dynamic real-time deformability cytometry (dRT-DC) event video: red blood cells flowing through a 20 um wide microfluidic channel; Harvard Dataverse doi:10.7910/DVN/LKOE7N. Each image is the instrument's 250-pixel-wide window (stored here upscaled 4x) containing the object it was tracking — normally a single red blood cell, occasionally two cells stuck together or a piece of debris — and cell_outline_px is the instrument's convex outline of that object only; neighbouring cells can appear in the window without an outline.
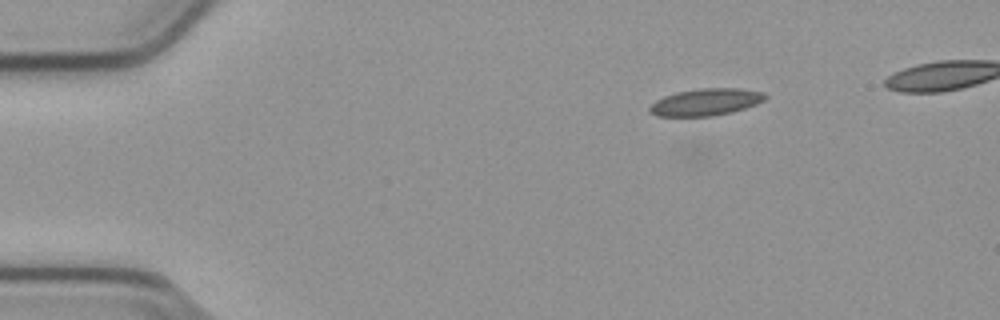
{"species": "common noctule bat (a hibernating species)", "species_latin": "Nyctalus noctula", "temperature_condition": "cold", "stored_images_in_passage": 43, "camera_frame_rate_fps": 3000, "um_per_image_px": 0.085, "animal": {"sex": "male", "body_mass_g": 23.1, "forearm_length_mm": 52.7}, "frame": {"image": 1, "passage_image": 1, "time_ms": 0.0, "image_size_px": [1000, 320], "cell_outline_px": [[768, 96], [764, 100], [756, 104], [732, 112], [712, 116], [656, 116], [648, 112], [648, 108], [656, 100], [664, 96], [676, 92], [700, 88], [740, 88], [764, 92]], "centroid_in_image_um": [59.99, 8.67], "position_along_channel_um": 25.0, "area_um2": 18.26}}
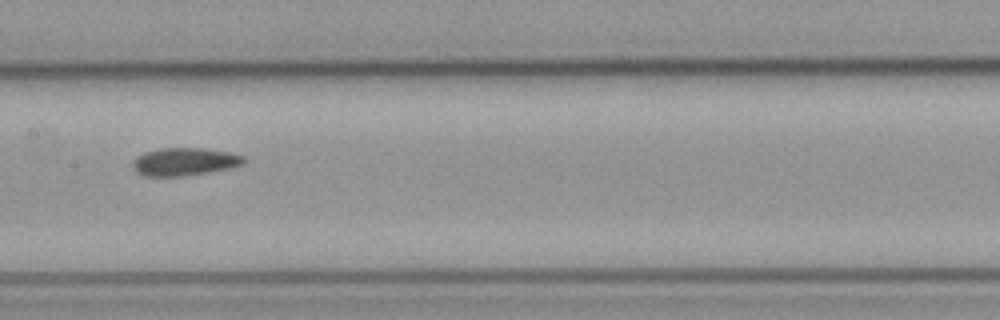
{"frame": {"image": 2, "passage_image": 20, "time_ms": 6.333, "image_size_px": [1000, 320], "cell_outline_px": [[244, 164], [228, 168], [208, 172], [180, 176], [144, 176], [136, 172], [132, 168], [132, 164], [136, 156], [144, 152], [160, 148], [204, 148], [232, 152], [244, 156]], "centroid_in_image_um": [15.66, 13.73], "position_along_channel_um": 191.7, "area_um2": 18.09}}
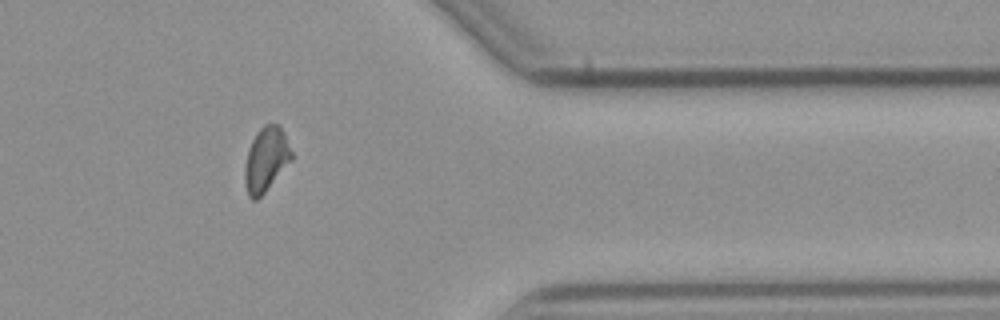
{"frame": {"image": 3, "passage_image": 37, "time_ms": 12.0, "image_size_px": [1000, 320], "cell_outline_px": [[292, 160], [264, 192], [256, 200], [252, 200], [248, 196], [244, 184], [244, 168], [248, 148], [256, 132], [264, 124], [280, 124], [284, 132], [292, 152]], "centroid_in_image_um": [22.59, 13.54], "position_along_channel_um": 388.8, "area_um2": 17.63}}